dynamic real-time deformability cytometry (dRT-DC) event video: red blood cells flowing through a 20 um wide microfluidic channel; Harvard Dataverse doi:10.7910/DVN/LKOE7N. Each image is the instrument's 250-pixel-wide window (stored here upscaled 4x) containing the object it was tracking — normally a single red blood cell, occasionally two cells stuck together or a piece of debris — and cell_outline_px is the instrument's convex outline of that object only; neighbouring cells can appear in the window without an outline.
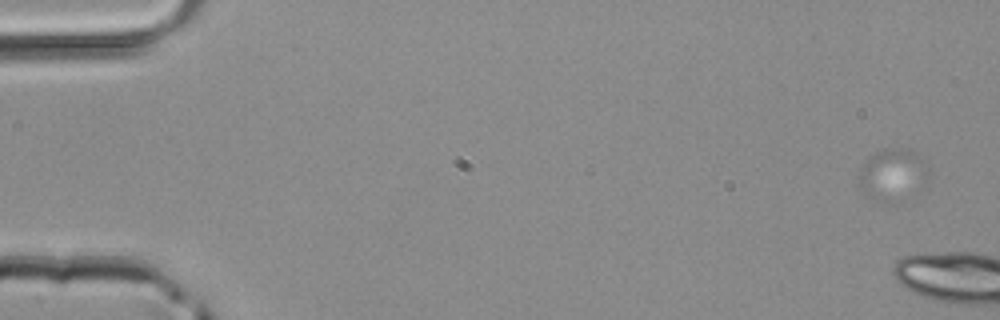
{"species": "common noctule bat (a hibernating species)", "species_latin": "Nyctalus noctula", "temperature_condition": "room temperature", "stored_images_in_passage": 5, "camera_frame_rate_fps": 3000, "um_per_image_px": 0.085, "animal": {"sex": "male", "body_mass_g": 20.4}, "frame": {"image": 1, "passage_image": 1, "time_ms": 0.0, "image_size_px": [1000, 320], "cell_outline_px": [[928, 176], [888, 200], [876, 200], [868, 196], [864, 192], [860, 184], [860, 168], [868, 156], [884, 148], [908, 148], [924, 156], [928, 168]], "centroid_in_image_um": [75.8, 14.65], "position_along_channel_um": 9.2, "area_um2": 19.31}}